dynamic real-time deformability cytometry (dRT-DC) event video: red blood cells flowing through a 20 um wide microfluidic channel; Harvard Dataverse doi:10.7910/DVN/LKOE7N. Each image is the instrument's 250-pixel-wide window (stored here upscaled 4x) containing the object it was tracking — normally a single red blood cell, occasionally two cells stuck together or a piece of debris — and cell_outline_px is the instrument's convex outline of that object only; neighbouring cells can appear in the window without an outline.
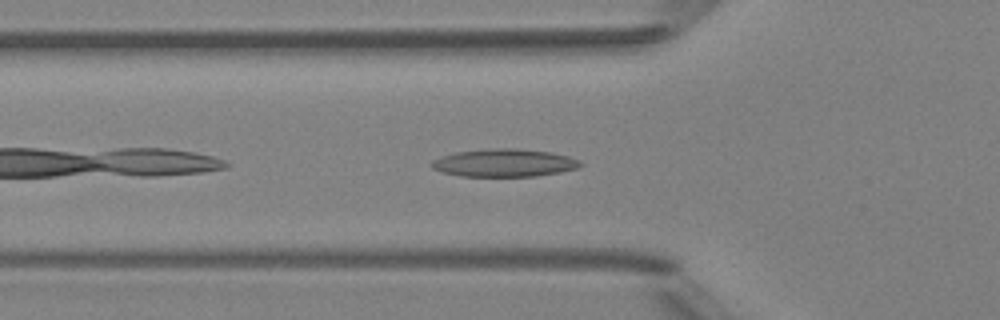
{"species": "Egyptian fruit bat (a non-hibernating species)", "species_latin": "Rousettus aegyptiacus", "temperature_condition": "room temperature", "stored_images_in_passage": 35, "camera_frame_rate_fps": 3000, "um_per_image_px": 0.085, "animal": {"sex": "female"}, "frame": {"image": 1, "passage_image": 3, "time_ms": 0.667, "image_size_px": [1000, 320], "cell_outline_px": [[584, 164], [580, 168], [560, 172], [536, 176], [460, 176], [444, 172], [432, 168], [428, 164], [432, 160], [440, 156], [456, 152], [488, 148], [520, 148], [552, 152], [568, 156], [580, 160]], "centroid_in_image_um": [42.88, 13.83], "position_along_channel_um": 82.9, "area_um2": 24.45}}
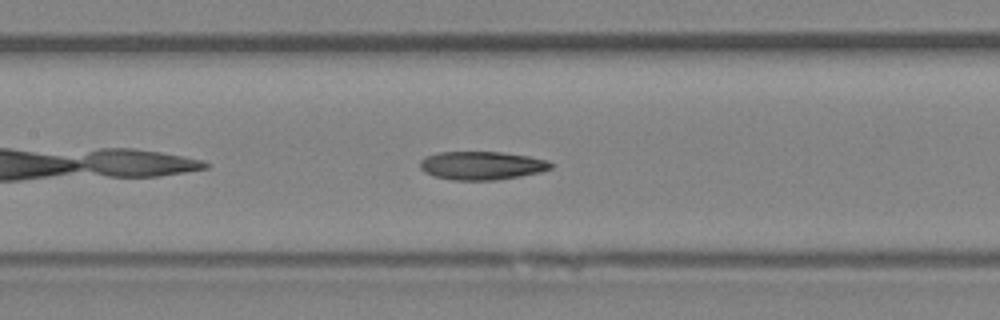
{"frame": {"image": 2, "passage_image": 9, "time_ms": 2.667, "image_size_px": [1000, 320], "cell_outline_px": [[552, 168], [540, 172], [520, 176], [496, 180], [452, 180], [432, 176], [424, 172], [420, 168], [420, 160], [424, 156], [440, 152], [500, 152], [528, 156], [548, 160], [552, 164]], "centroid_in_image_um": [40.91, 14.07], "position_along_channel_um": 166.5, "area_um2": 21.73}}
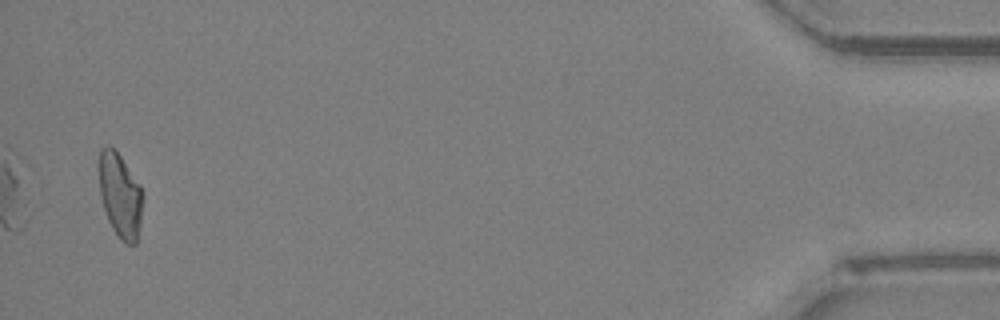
{"frame": {"image": 3, "passage_image": 34, "time_ms": 11.0, "image_size_px": [1000, 320], "cell_outline_px": [[144, 196], [140, 224], [136, 244], [124, 244], [120, 240], [112, 228], [108, 220], [104, 208], [100, 192], [100, 148], [104, 144], [108, 144], [120, 156], [140, 184], [144, 192]], "centroid_in_image_um": [10.24, 16.63], "position_along_channel_um": 425.0, "area_um2": 21.56}, "authors_computed_cell_mechanics": {"area_um2": 21.5016, "velocity_mm_per_s": 4.1773, "shape_relaxation_time_tau1_ms": null, "shape_relaxation_time_tau2_ms": 2.3081, "deformation_change_tau1": null, "deformation_change_tau2": 0.0987}}